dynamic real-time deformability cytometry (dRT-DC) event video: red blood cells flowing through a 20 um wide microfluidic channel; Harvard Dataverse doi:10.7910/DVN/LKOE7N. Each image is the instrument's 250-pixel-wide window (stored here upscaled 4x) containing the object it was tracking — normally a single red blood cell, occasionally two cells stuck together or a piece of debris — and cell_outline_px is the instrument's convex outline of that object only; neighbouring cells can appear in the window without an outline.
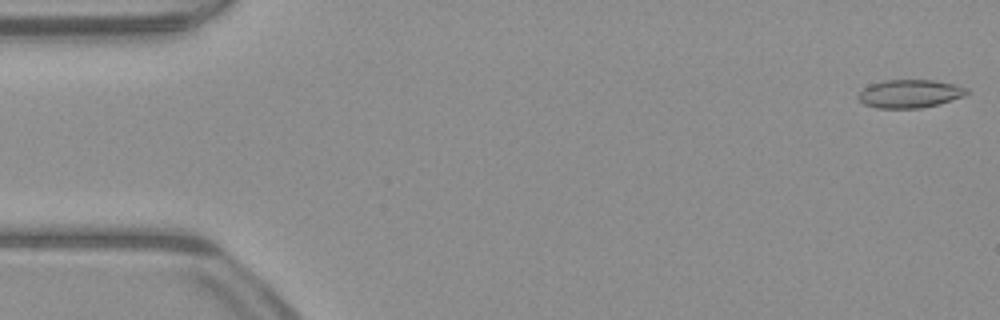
{"species": "common noctule bat (a hibernating species)", "species_latin": "Nyctalus noctula", "temperature_condition": "warm", "stored_images_in_passage": 9, "camera_frame_rate_fps": 3000, "um_per_image_px": 0.085, "animal": {"sex": "male", "body_mass_g": 23.1, "forearm_length_mm": 52.7}, "frame": {"image": 1, "passage_image": 1, "time_ms": 0.0, "image_size_px": [1000, 320], "cell_outline_px": [[968, 92], [964, 96], [940, 104], [920, 108], [876, 108], [864, 104], [856, 96], [868, 84], [884, 80], [932, 80], [952, 84], [968, 88]], "centroid_in_image_um": [77.31, 7.97], "position_along_channel_um": 7.7, "area_um2": 17.86}}